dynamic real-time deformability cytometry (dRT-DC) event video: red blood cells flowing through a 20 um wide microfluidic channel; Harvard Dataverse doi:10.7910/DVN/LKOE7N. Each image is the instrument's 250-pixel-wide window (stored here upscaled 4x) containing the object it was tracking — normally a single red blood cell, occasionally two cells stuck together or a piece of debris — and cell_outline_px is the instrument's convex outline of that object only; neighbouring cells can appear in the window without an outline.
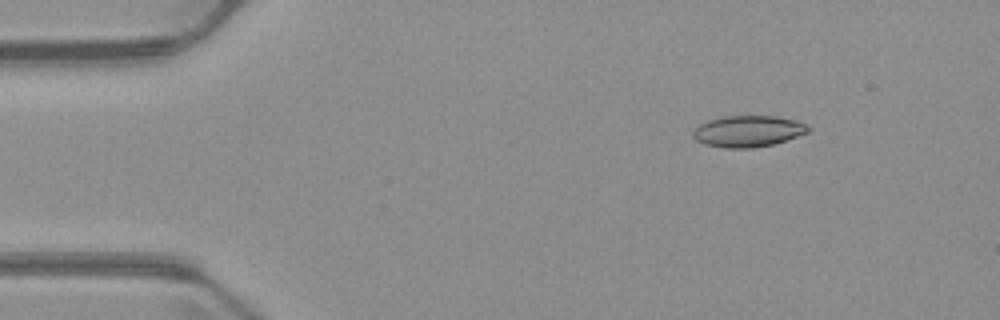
{"species": "common noctule bat (a hibernating species)", "species_latin": "Nyctalus noctula", "temperature_condition": "warm", "stored_images_in_passage": 3, "camera_frame_rate_fps": 3000, "um_per_image_px": 0.085, "animal": {"sex": "male", "body_mass_g": 23.1, "forearm_length_mm": 52.7}, "frame": {"image": 1, "passage_image": 1, "time_ms": 0.0, "image_size_px": [1000, 320], "cell_outline_px": [[812, 128], [808, 132], [772, 144], [752, 148], [724, 148], [704, 144], [696, 140], [692, 136], [692, 132], [700, 124], [708, 120], [720, 116], [776, 116], [796, 120], [808, 124]], "centroid_in_image_um": [63.57, 11.14], "position_along_channel_um": 21.4, "area_um2": 21.1}}